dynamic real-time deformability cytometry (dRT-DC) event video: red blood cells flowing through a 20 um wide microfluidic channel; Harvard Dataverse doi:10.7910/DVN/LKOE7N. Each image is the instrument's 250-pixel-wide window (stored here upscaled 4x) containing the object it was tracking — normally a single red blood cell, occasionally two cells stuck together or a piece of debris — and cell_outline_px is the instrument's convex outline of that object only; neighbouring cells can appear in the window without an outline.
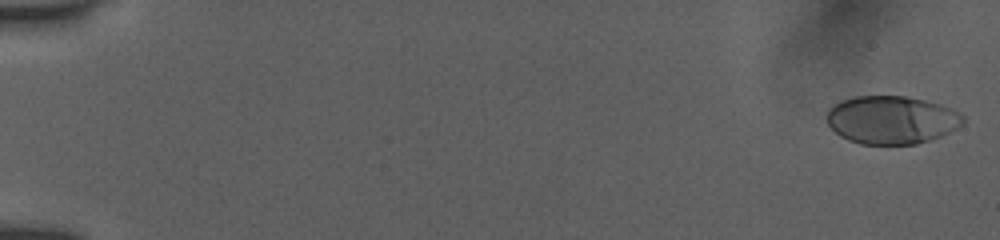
{"species": "human", "species_latin": "Homo sapiens", "temperature_condition": "room temperature", "stored_images_in_passage": 53, "camera_frame_rate_fps": 3000, "um_per_image_px": 0.085, "donor": {"sex": "female"}, "frame": {"image": 1, "passage_image": 1, "time_ms": 0.0, "image_size_px": [1000, 240], "cell_outline_px": [[964, 124], [940, 136], [916, 144], [860, 144], [848, 140], [840, 136], [828, 124], [828, 108], [832, 104], [840, 100], [856, 96], [908, 96], [940, 104], [952, 108], [960, 112], [964, 116]], "centroid_in_image_um": [75.79, 10.18], "position_along_channel_um": 9.2, "area_um2": 38.32}}
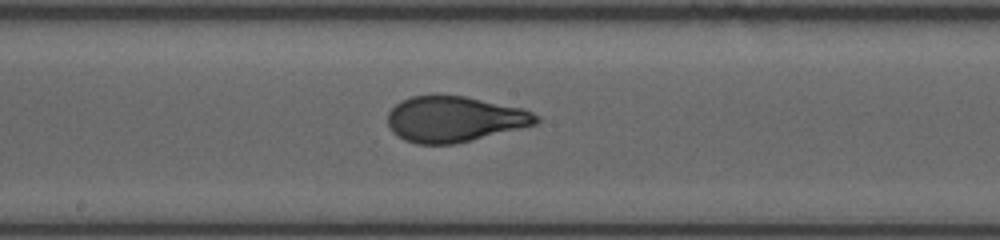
{"frame": {"image": 2, "passage_image": 30, "time_ms": 9.667, "image_size_px": [1000, 240], "cell_outline_px": [[540, 120], [536, 124], [520, 128], [452, 144], [416, 144], [404, 140], [392, 132], [388, 124], [388, 112], [400, 100], [412, 96], [464, 96], [524, 108], [540, 116]], "centroid_in_image_um": [38.62, 10.12], "position_along_channel_um": 209.6, "area_um2": 39.25}}
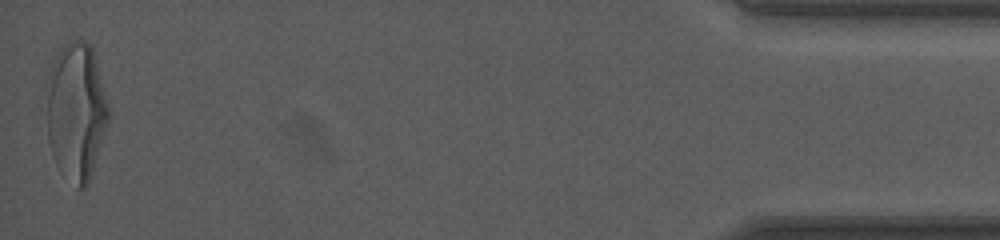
{"frame": {"image": 3, "passage_image": 53, "time_ms": 17.333, "image_size_px": [1000, 240], "cell_outline_px": [[108, 120], [88, 184], [84, 188], [76, 188], [56, 164], [52, 156], [48, 140], [48, 72], [60, 48], [72, 40], [84, 40], [92, 44], [108, 104]], "centroid_in_image_um": [6.47, 9.44], "position_along_channel_um": 428.7, "area_um2": 49.07}, "authors_computed_cell_mechanics": {"area_um2": 39.6508, "velocity_mm_per_s": 3.9158, "shape_relaxation_time_tau1_ms": 3.7844, "shape_relaxation_time_tau2_ms": null, "deformation_change_tau1": 0.1897, "deformation_change_tau2": null}}